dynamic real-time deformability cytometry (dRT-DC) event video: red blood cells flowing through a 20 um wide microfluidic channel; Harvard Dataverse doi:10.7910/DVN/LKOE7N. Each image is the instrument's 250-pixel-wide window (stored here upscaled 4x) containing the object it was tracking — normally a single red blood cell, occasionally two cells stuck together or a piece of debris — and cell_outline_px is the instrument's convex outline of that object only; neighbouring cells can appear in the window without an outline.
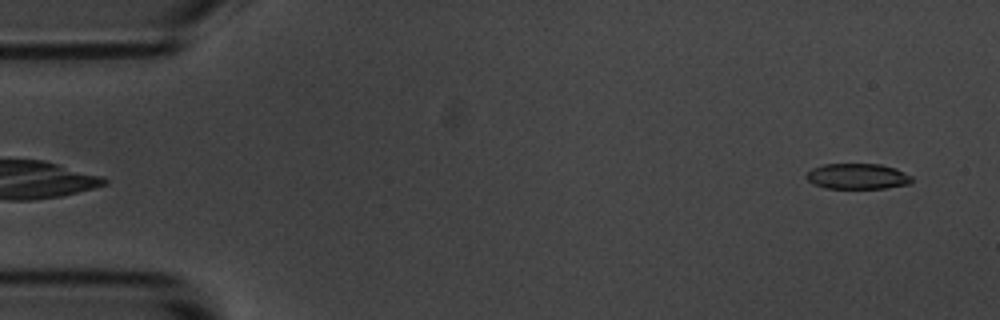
{"species": "common noctule bat (a hibernating species)", "species_latin": "Nyctalus noctula", "temperature_condition": "room temperature", "stored_images_in_passage": 6, "camera_frame_rate_fps": 3000, "um_per_image_px": 0.085, "animal": {"sex": "male", "body_mass_g": 20.1, "forearm_length_mm": 53.5}, "frame": {"image": 1, "passage_image": 6, "time_ms": 5.667, "image_size_px": [1000, 320], "cell_outline_px": [[912, 180], [908, 184], [884, 188], [824, 188], [812, 184], [804, 176], [812, 168], [824, 164], [880, 164], [896, 168], [912, 176]], "centroid_in_image_um": [72.86, 14.98], "position_along_channel_um": 12.1, "area_um2": 15.78}}